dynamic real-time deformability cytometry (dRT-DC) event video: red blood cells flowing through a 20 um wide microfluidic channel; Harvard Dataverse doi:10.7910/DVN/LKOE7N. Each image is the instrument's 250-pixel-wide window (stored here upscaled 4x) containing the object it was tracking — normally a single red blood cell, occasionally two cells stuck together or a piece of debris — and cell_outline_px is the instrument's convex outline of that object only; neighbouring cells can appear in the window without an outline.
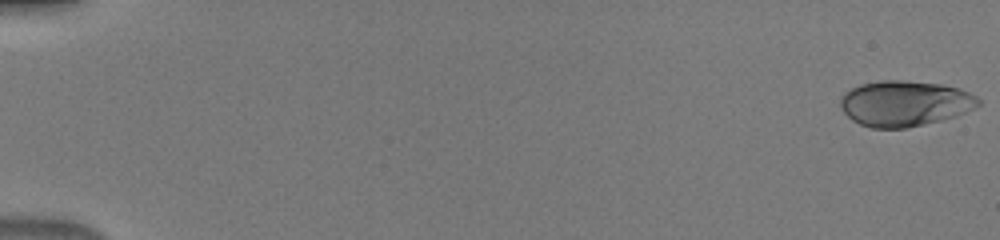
{"species": "human", "species_latin": "Homo sapiens", "temperature_condition": "warm", "stored_images_in_passage": 50, "camera_frame_rate_fps": 3000, "um_per_image_px": 0.085, "donor": {"sex": "male"}, "frame": {"image": 1, "passage_image": 1, "time_ms": 0.0, "image_size_px": [1000, 240], "cell_outline_px": [[980, 104], [956, 116], [908, 128], [872, 128], [860, 124], [852, 120], [840, 108], [840, 96], [844, 92], [860, 84], [880, 80], [904, 80], [940, 84], [956, 88], [968, 92], [976, 96], [980, 100]], "centroid_in_image_um": [76.85, 8.79], "position_along_channel_um": 8.1, "area_um2": 36.59}}
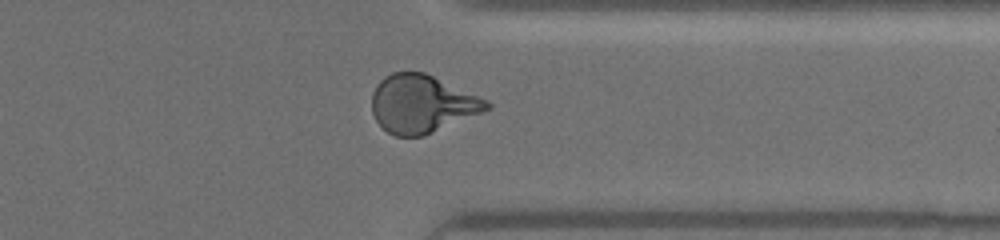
{"frame": {"image": 2, "passage_image": 41, "time_ms": 13.333, "image_size_px": [1000, 240], "cell_outline_px": [[492, 108], [484, 112], [424, 136], [396, 136], [388, 132], [376, 120], [372, 112], [372, 92], [376, 84], [384, 76], [392, 72], [424, 72], [476, 96], [492, 104]], "centroid_in_image_um": [35.83, 8.84], "position_along_channel_um": 375.6, "area_um2": 38.44}}
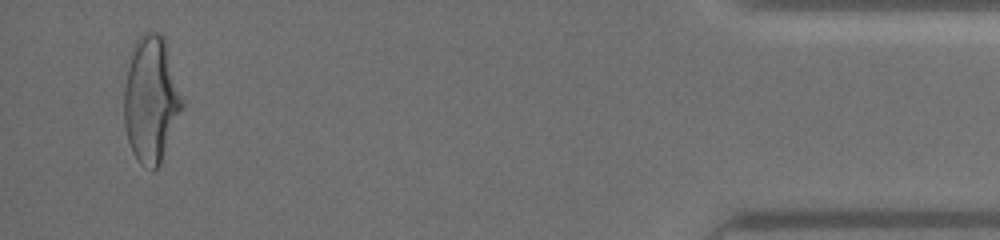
{"frame": {"image": 3, "passage_image": 49, "time_ms": 16.0, "image_size_px": [1000, 240], "cell_outline_px": [[184, 104], [160, 164], [152, 172], [144, 168], [136, 160], [132, 152], [128, 140], [124, 124], [124, 64], [132, 44], [144, 32], [156, 32], [164, 36], [184, 100]], "centroid_in_image_um": [12.8, 8.42], "position_along_channel_um": 422.4, "area_um2": 43.81}}